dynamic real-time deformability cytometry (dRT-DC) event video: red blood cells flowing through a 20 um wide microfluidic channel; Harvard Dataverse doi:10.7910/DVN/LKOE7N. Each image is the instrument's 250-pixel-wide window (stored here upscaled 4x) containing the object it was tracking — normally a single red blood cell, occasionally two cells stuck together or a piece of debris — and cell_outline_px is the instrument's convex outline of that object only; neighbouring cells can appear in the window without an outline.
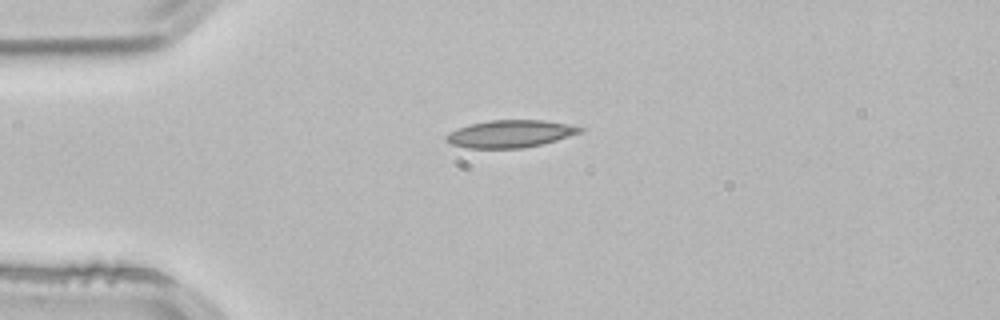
{"species": "common noctule bat (a hibernating species)", "species_latin": "Nyctalus noctula", "temperature_condition": "room temperature", "stored_images_in_passage": 1, "camera_frame_rate_fps": 3000, "um_per_image_px": 0.085, "animal": {"sex": "male", "body_mass_g": 21.5, "forearm_length_mm": 52.0}, "frame": {"image": 1, "passage_image": 1, "time_ms": 0.0, "image_size_px": [1000, 320], "cell_outline_px": [[584, 132], [556, 140], [524, 148], [468, 148], [452, 144], [444, 140], [444, 136], [460, 128], [472, 124], [488, 120], [544, 120], [568, 124], [584, 128]], "centroid_in_image_um": [43.41, 11.37], "position_along_channel_um": 41.6, "area_um2": 21.21}}